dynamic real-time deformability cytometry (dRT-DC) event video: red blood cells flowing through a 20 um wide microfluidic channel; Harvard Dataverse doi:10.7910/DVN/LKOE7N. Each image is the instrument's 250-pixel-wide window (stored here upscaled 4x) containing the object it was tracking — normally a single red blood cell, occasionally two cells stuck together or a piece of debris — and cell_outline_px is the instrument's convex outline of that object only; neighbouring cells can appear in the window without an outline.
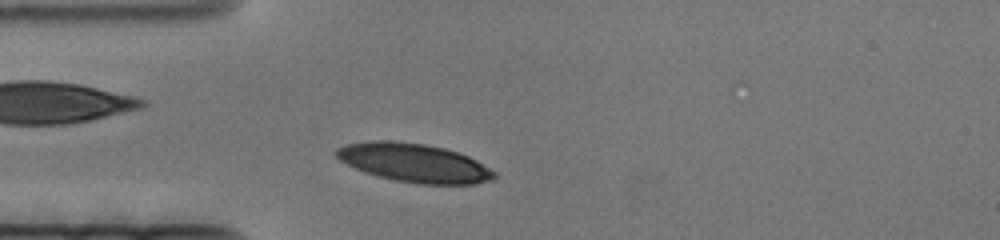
{"species": "human", "species_latin": "Homo sapiens", "temperature_condition": "cold", "stored_images_in_passage": 50, "camera_frame_rate_fps": 3000, "um_per_image_px": 0.085, "donor": {"sex": "female"}, "frame": {"image": 1, "passage_image": 7, "time_ms": 2.0, "image_size_px": [1000, 240], "cell_outline_px": [[496, 176], [492, 180], [476, 184], [416, 184], [396, 180], [364, 172], [340, 160], [336, 156], [336, 148], [344, 144], [372, 140], [392, 140], [424, 144], [444, 148], [468, 156], [476, 160], [496, 172]], "centroid_in_image_um": [35.2, 13.83], "position_along_channel_um": 49.8, "area_um2": 35.49}}
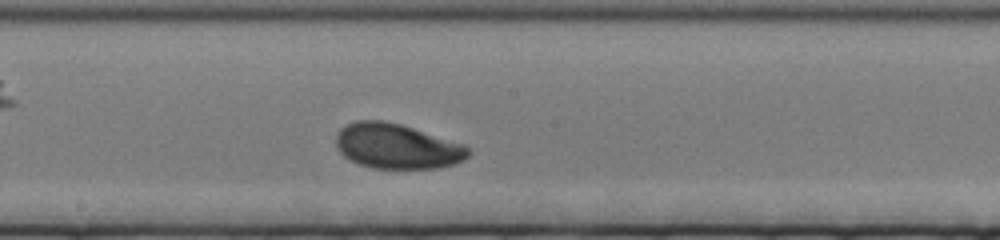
{"frame": {"image": 2, "passage_image": 28, "time_ms": 9.0, "image_size_px": [1000, 240], "cell_outline_px": [[472, 152], [464, 160], [456, 164], [440, 168], [372, 168], [360, 164], [344, 156], [340, 152], [336, 144], [336, 132], [340, 128], [356, 120], [384, 120], [400, 124], [464, 144]], "centroid_in_image_um": [33.75, 12.43], "position_along_channel_um": 214.5, "area_um2": 34.74}}
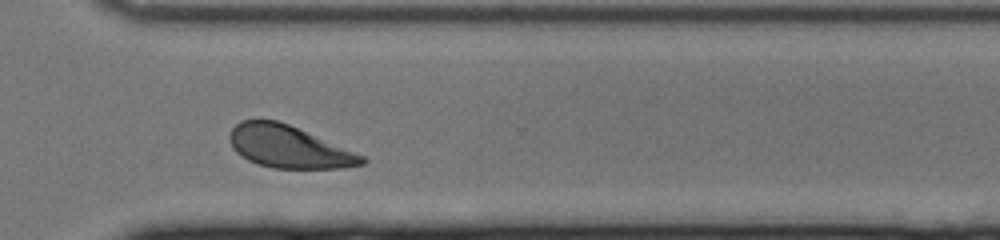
{"frame": {"image": 3, "passage_image": 44, "time_ms": 14.333, "image_size_px": [1000, 240], "cell_outline_px": [[368, 160], [364, 164], [344, 168], [272, 168], [256, 164], [248, 160], [236, 152], [232, 148], [228, 136], [232, 128], [240, 120], [276, 120], [288, 124], [364, 156]], "centroid_in_image_um": [24.51, 12.49], "position_along_channel_um": 346.1, "area_um2": 32.37}}